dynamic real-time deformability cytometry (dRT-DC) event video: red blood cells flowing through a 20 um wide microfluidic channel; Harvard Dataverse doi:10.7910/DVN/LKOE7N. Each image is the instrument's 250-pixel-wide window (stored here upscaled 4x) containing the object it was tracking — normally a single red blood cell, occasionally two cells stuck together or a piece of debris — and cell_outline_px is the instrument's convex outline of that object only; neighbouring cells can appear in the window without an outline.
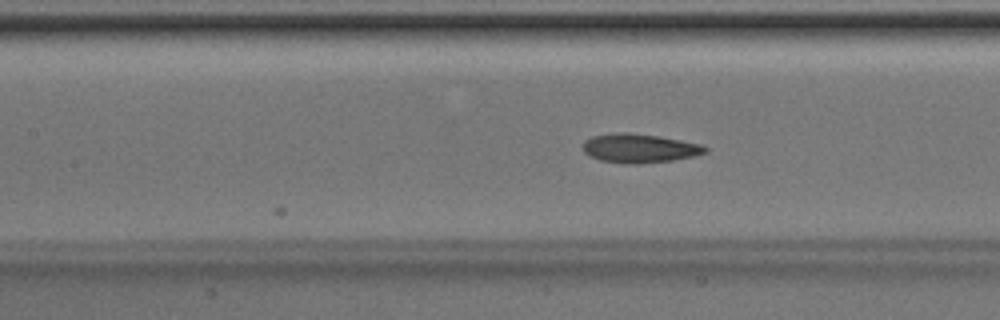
{"species": "Egyptian fruit bat (a non-hibernating species)", "species_latin": "Rousettus aegyptiacus", "temperature_condition": "room temperature", "stored_images_in_passage": 7, "camera_frame_rate_fps": 3000, "um_per_image_px": 0.085, "animal": {"sex": "male"}, "frame": {"image": 1, "passage_image": 7, "time_ms": 2.0, "image_size_px": [1000, 320], "cell_outline_px": [[708, 152], [692, 156], [672, 160], [640, 164], [624, 164], [600, 160], [588, 156], [584, 152], [584, 140], [592, 136], [612, 132], [628, 132], [660, 136], [700, 144], [708, 148]], "centroid_in_image_um": [54.32, 12.6], "position_along_channel_um": 153.1, "area_um2": 20.81}}